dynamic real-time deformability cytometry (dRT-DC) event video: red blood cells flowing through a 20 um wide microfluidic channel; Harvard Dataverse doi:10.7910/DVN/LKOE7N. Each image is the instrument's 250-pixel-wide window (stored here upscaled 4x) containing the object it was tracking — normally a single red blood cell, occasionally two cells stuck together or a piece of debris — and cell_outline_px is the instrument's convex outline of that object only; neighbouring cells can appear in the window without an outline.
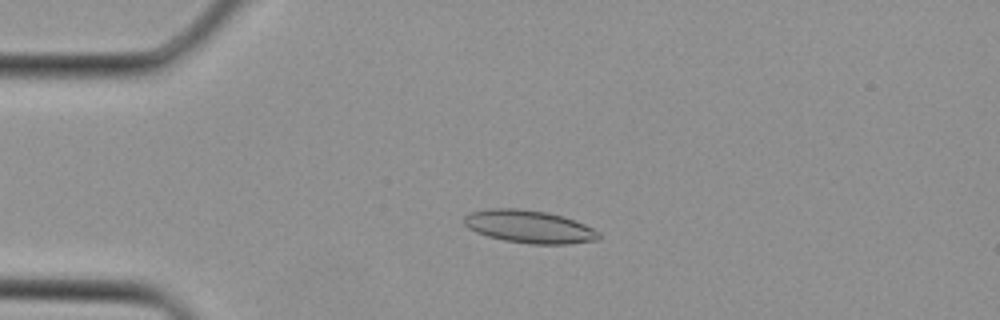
{"species": "Egyptian fruit bat (a non-hibernating species)", "species_latin": "Rousettus aegyptiacus", "temperature_condition": "cold", "stored_images_in_passage": 3, "camera_frame_rate_fps": 3000, "um_per_image_px": 0.085, "animal": {"sex": "female"}, "frame": {"image": 1, "passage_image": 3, "time_ms": 0.667, "image_size_px": [1000, 320], "cell_outline_px": [[600, 236], [596, 240], [568, 244], [528, 244], [504, 240], [488, 236], [476, 232], [468, 228], [464, 224], [464, 216], [472, 212], [492, 208], [516, 208], [544, 212], [564, 216], [584, 224], [600, 232]], "centroid_in_image_um": [44.98, 19.27], "position_along_channel_um": 40.0, "area_um2": 25.61}}